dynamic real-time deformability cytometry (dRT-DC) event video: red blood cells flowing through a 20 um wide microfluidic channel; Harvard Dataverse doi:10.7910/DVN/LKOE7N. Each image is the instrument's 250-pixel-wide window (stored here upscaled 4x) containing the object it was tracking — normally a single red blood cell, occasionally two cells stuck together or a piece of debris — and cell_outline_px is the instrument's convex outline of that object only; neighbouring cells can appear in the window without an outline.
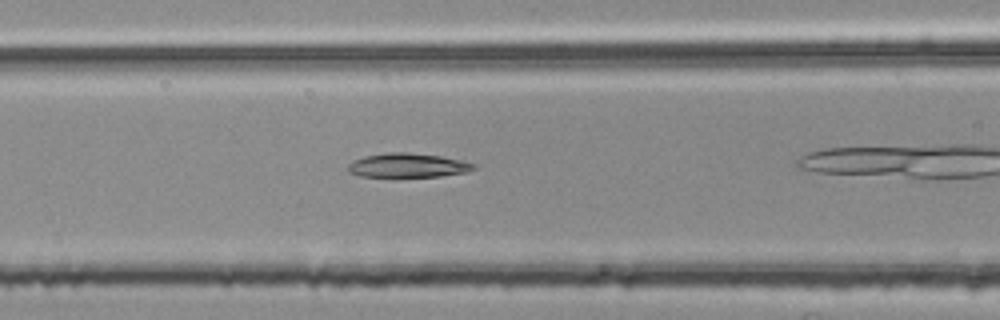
{"species": "common noctule bat (a hibernating species)", "species_latin": "Nyctalus noctula", "temperature_condition": "room temperature", "stored_images_in_passage": 37, "camera_frame_rate_fps": 3000, "um_per_image_px": 0.085, "animal": {"sex": "female", "body_mass_g": 25.1}, "frame": {"image": 1, "passage_image": 17, "time_ms": 5.333, "image_size_px": [1000, 320], "cell_outline_px": [[476, 168], [464, 172], [440, 176], [360, 176], [348, 172], [348, 164], [364, 156], [388, 152], [408, 152], [440, 156], [460, 160], [476, 164]], "centroid_in_image_um": [34.65, 14.04], "position_along_channel_um": 132.0, "area_um2": 17.4}}
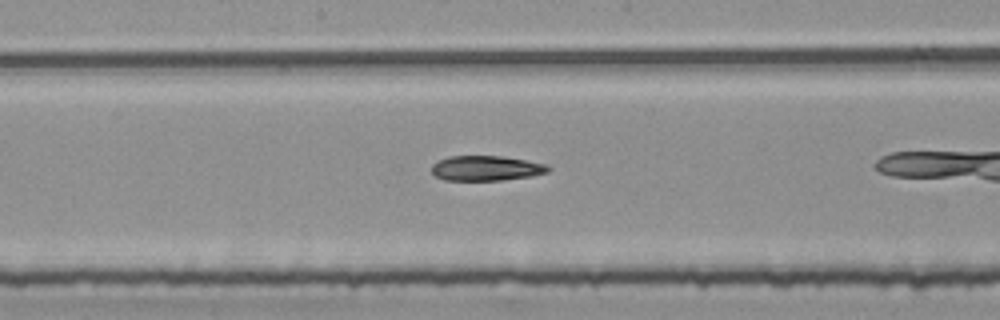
{"frame": {"image": 2, "passage_image": 23, "time_ms": 7.333, "image_size_px": [1000, 320], "cell_outline_px": [[552, 168], [548, 172], [532, 176], [500, 180], [444, 180], [436, 176], [432, 172], [432, 164], [448, 156], [500, 156], [548, 164]], "centroid_in_image_um": [41.34, 14.3], "position_along_channel_um": 206.9, "area_um2": 16.94}}
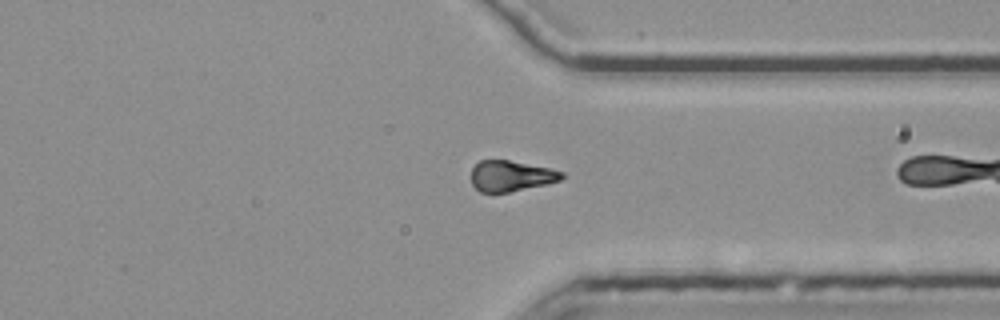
{"frame": {"image": 3, "passage_image": 36, "time_ms": 11.667, "image_size_px": [1000, 320], "cell_outline_px": [[564, 176], [560, 180], [548, 184], [508, 192], [480, 192], [472, 184], [472, 168], [480, 160], [508, 160], [548, 168], [564, 172]], "centroid_in_image_um": [43.44, 14.96], "position_along_channel_um": 368.0, "area_um2": 16.07}}